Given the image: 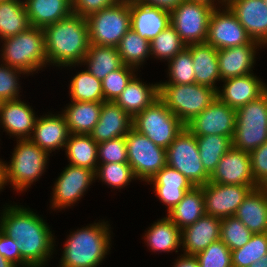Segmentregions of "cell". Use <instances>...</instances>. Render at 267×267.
<instances>
[{
	"mask_svg": "<svg viewBox=\"0 0 267 267\" xmlns=\"http://www.w3.org/2000/svg\"><path fill=\"white\" fill-rule=\"evenodd\" d=\"M0 214V229L17 243L21 266L45 267L56 242L45 219L30 208L17 204L6 203Z\"/></svg>",
	"mask_w": 267,
	"mask_h": 267,
	"instance_id": "cell-1",
	"label": "cell"
},
{
	"mask_svg": "<svg viewBox=\"0 0 267 267\" xmlns=\"http://www.w3.org/2000/svg\"><path fill=\"white\" fill-rule=\"evenodd\" d=\"M43 30L48 65L72 68L82 63L90 46L85 17L72 13Z\"/></svg>",
	"mask_w": 267,
	"mask_h": 267,
	"instance_id": "cell-2",
	"label": "cell"
},
{
	"mask_svg": "<svg viewBox=\"0 0 267 267\" xmlns=\"http://www.w3.org/2000/svg\"><path fill=\"white\" fill-rule=\"evenodd\" d=\"M109 226L108 221H102L70 232L64 244L59 267L99 266L112 247Z\"/></svg>",
	"mask_w": 267,
	"mask_h": 267,
	"instance_id": "cell-3",
	"label": "cell"
},
{
	"mask_svg": "<svg viewBox=\"0 0 267 267\" xmlns=\"http://www.w3.org/2000/svg\"><path fill=\"white\" fill-rule=\"evenodd\" d=\"M1 62L26 73V76L38 73L46 68L45 33L37 27H29L26 31L1 40Z\"/></svg>",
	"mask_w": 267,
	"mask_h": 267,
	"instance_id": "cell-4",
	"label": "cell"
},
{
	"mask_svg": "<svg viewBox=\"0 0 267 267\" xmlns=\"http://www.w3.org/2000/svg\"><path fill=\"white\" fill-rule=\"evenodd\" d=\"M10 164L4 163L5 183L26 192L46 171L50 155L29 139L17 140Z\"/></svg>",
	"mask_w": 267,
	"mask_h": 267,
	"instance_id": "cell-5",
	"label": "cell"
},
{
	"mask_svg": "<svg viewBox=\"0 0 267 267\" xmlns=\"http://www.w3.org/2000/svg\"><path fill=\"white\" fill-rule=\"evenodd\" d=\"M216 98V90L206 85L159 84V99L185 125Z\"/></svg>",
	"mask_w": 267,
	"mask_h": 267,
	"instance_id": "cell-6",
	"label": "cell"
},
{
	"mask_svg": "<svg viewBox=\"0 0 267 267\" xmlns=\"http://www.w3.org/2000/svg\"><path fill=\"white\" fill-rule=\"evenodd\" d=\"M267 141V91L236 109L232 147L251 153Z\"/></svg>",
	"mask_w": 267,
	"mask_h": 267,
	"instance_id": "cell-7",
	"label": "cell"
},
{
	"mask_svg": "<svg viewBox=\"0 0 267 267\" xmlns=\"http://www.w3.org/2000/svg\"><path fill=\"white\" fill-rule=\"evenodd\" d=\"M132 128L146 135L157 146L167 149L185 124L158 98L133 117Z\"/></svg>",
	"mask_w": 267,
	"mask_h": 267,
	"instance_id": "cell-8",
	"label": "cell"
},
{
	"mask_svg": "<svg viewBox=\"0 0 267 267\" xmlns=\"http://www.w3.org/2000/svg\"><path fill=\"white\" fill-rule=\"evenodd\" d=\"M90 45L117 47L121 38L131 28L129 2L117 4L94 12L86 17Z\"/></svg>",
	"mask_w": 267,
	"mask_h": 267,
	"instance_id": "cell-9",
	"label": "cell"
},
{
	"mask_svg": "<svg viewBox=\"0 0 267 267\" xmlns=\"http://www.w3.org/2000/svg\"><path fill=\"white\" fill-rule=\"evenodd\" d=\"M167 165L181 172L194 186L209 182L210 175L203 168L196 136L186 127L166 149Z\"/></svg>",
	"mask_w": 267,
	"mask_h": 267,
	"instance_id": "cell-10",
	"label": "cell"
},
{
	"mask_svg": "<svg viewBox=\"0 0 267 267\" xmlns=\"http://www.w3.org/2000/svg\"><path fill=\"white\" fill-rule=\"evenodd\" d=\"M128 163L137 180L146 183L167 165L166 149L157 146L146 135L131 129L126 135Z\"/></svg>",
	"mask_w": 267,
	"mask_h": 267,
	"instance_id": "cell-11",
	"label": "cell"
},
{
	"mask_svg": "<svg viewBox=\"0 0 267 267\" xmlns=\"http://www.w3.org/2000/svg\"><path fill=\"white\" fill-rule=\"evenodd\" d=\"M213 10L207 4L183 0L170 11L171 25L186 46L206 42Z\"/></svg>",
	"mask_w": 267,
	"mask_h": 267,
	"instance_id": "cell-12",
	"label": "cell"
},
{
	"mask_svg": "<svg viewBox=\"0 0 267 267\" xmlns=\"http://www.w3.org/2000/svg\"><path fill=\"white\" fill-rule=\"evenodd\" d=\"M206 43L217 50L244 44H261L252 40L236 16L225 5L214 9L209 18Z\"/></svg>",
	"mask_w": 267,
	"mask_h": 267,
	"instance_id": "cell-13",
	"label": "cell"
},
{
	"mask_svg": "<svg viewBox=\"0 0 267 267\" xmlns=\"http://www.w3.org/2000/svg\"><path fill=\"white\" fill-rule=\"evenodd\" d=\"M95 181L94 170L68 164L58 176L52 188L53 195L50 199V208L61 211L72 207L80 201L89 186Z\"/></svg>",
	"mask_w": 267,
	"mask_h": 267,
	"instance_id": "cell-14",
	"label": "cell"
},
{
	"mask_svg": "<svg viewBox=\"0 0 267 267\" xmlns=\"http://www.w3.org/2000/svg\"><path fill=\"white\" fill-rule=\"evenodd\" d=\"M236 125V109L216 98L185 127L195 136L222 135L231 139Z\"/></svg>",
	"mask_w": 267,
	"mask_h": 267,
	"instance_id": "cell-15",
	"label": "cell"
},
{
	"mask_svg": "<svg viewBox=\"0 0 267 267\" xmlns=\"http://www.w3.org/2000/svg\"><path fill=\"white\" fill-rule=\"evenodd\" d=\"M205 214L223 219L234 216L252 190L250 186L208 182L202 186Z\"/></svg>",
	"mask_w": 267,
	"mask_h": 267,
	"instance_id": "cell-16",
	"label": "cell"
},
{
	"mask_svg": "<svg viewBox=\"0 0 267 267\" xmlns=\"http://www.w3.org/2000/svg\"><path fill=\"white\" fill-rule=\"evenodd\" d=\"M209 182L245 185L252 189L260 186L253 177L249 153L233 147L220 159Z\"/></svg>",
	"mask_w": 267,
	"mask_h": 267,
	"instance_id": "cell-17",
	"label": "cell"
},
{
	"mask_svg": "<svg viewBox=\"0 0 267 267\" xmlns=\"http://www.w3.org/2000/svg\"><path fill=\"white\" fill-rule=\"evenodd\" d=\"M224 84L216 91L217 98L233 109L258 99L267 91V84L254 73L222 80Z\"/></svg>",
	"mask_w": 267,
	"mask_h": 267,
	"instance_id": "cell-18",
	"label": "cell"
},
{
	"mask_svg": "<svg viewBox=\"0 0 267 267\" xmlns=\"http://www.w3.org/2000/svg\"><path fill=\"white\" fill-rule=\"evenodd\" d=\"M226 6L252 40L267 45V5L263 0H230Z\"/></svg>",
	"mask_w": 267,
	"mask_h": 267,
	"instance_id": "cell-19",
	"label": "cell"
},
{
	"mask_svg": "<svg viewBox=\"0 0 267 267\" xmlns=\"http://www.w3.org/2000/svg\"><path fill=\"white\" fill-rule=\"evenodd\" d=\"M20 99L0 102V126L17 140L30 138L38 118L31 106Z\"/></svg>",
	"mask_w": 267,
	"mask_h": 267,
	"instance_id": "cell-20",
	"label": "cell"
},
{
	"mask_svg": "<svg viewBox=\"0 0 267 267\" xmlns=\"http://www.w3.org/2000/svg\"><path fill=\"white\" fill-rule=\"evenodd\" d=\"M131 29L151 42L171 25L170 11L140 1L129 2Z\"/></svg>",
	"mask_w": 267,
	"mask_h": 267,
	"instance_id": "cell-21",
	"label": "cell"
},
{
	"mask_svg": "<svg viewBox=\"0 0 267 267\" xmlns=\"http://www.w3.org/2000/svg\"><path fill=\"white\" fill-rule=\"evenodd\" d=\"M69 135L64 115L50 113L38 116L29 140L50 155L60 148L64 150Z\"/></svg>",
	"mask_w": 267,
	"mask_h": 267,
	"instance_id": "cell-22",
	"label": "cell"
},
{
	"mask_svg": "<svg viewBox=\"0 0 267 267\" xmlns=\"http://www.w3.org/2000/svg\"><path fill=\"white\" fill-rule=\"evenodd\" d=\"M147 183L152 184L156 197L167 207V212L176 206L194 185L178 170L165 165Z\"/></svg>",
	"mask_w": 267,
	"mask_h": 267,
	"instance_id": "cell-23",
	"label": "cell"
},
{
	"mask_svg": "<svg viewBox=\"0 0 267 267\" xmlns=\"http://www.w3.org/2000/svg\"><path fill=\"white\" fill-rule=\"evenodd\" d=\"M133 118L115 102L105 101L102 104L100 118L89 133L97 142L125 136L132 129Z\"/></svg>",
	"mask_w": 267,
	"mask_h": 267,
	"instance_id": "cell-24",
	"label": "cell"
},
{
	"mask_svg": "<svg viewBox=\"0 0 267 267\" xmlns=\"http://www.w3.org/2000/svg\"><path fill=\"white\" fill-rule=\"evenodd\" d=\"M221 219L204 214L192 225L181 230V248L185 255H196L220 239Z\"/></svg>",
	"mask_w": 267,
	"mask_h": 267,
	"instance_id": "cell-25",
	"label": "cell"
},
{
	"mask_svg": "<svg viewBox=\"0 0 267 267\" xmlns=\"http://www.w3.org/2000/svg\"><path fill=\"white\" fill-rule=\"evenodd\" d=\"M262 44H244L218 50V64L221 81L231 77L252 74L256 53ZM257 49V50H256Z\"/></svg>",
	"mask_w": 267,
	"mask_h": 267,
	"instance_id": "cell-26",
	"label": "cell"
},
{
	"mask_svg": "<svg viewBox=\"0 0 267 267\" xmlns=\"http://www.w3.org/2000/svg\"><path fill=\"white\" fill-rule=\"evenodd\" d=\"M193 60L195 83L209 86L216 91V83L221 80L218 64V50L210 44L197 43L186 47Z\"/></svg>",
	"mask_w": 267,
	"mask_h": 267,
	"instance_id": "cell-27",
	"label": "cell"
},
{
	"mask_svg": "<svg viewBox=\"0 0 267 267\" xmlns=\"http://www.w3.org/2000/svg\"><path fill=\"white\" fill-rule=\"evenodd\" d=\"M159 98V84H146L135 75L114 101L132 118Z\"/></svg>",
	"mask_w": 267,
	"mask_h": 267,
	"instance_id": "cell-28",
	"label": "cell"
},
{
	"mask_svg": "<svg viewBox=\"0 0 267 267\" xmlns=\"http://www.w3.org/2000/svg\"><path fill=\"white\" fill-rule=\"evenodd\" d=\"M253 234L267 233V195L259 186L252 189L235 215Z\"/></svg>",
	"mask_w": 267,
	"mask_h": 267,
	"instance_id": "cell-29",
	"label": "cell"
},
{
	"mask_svg": "<svg viewBox=\"0 0 267 267\" xmlns=\"http://www.w3.org/2000/svg\"><path fill=\"white\" fill-rule=\"evenodd\" d=\"M31 27L46 26L73 13L72 0H23Z\"/></svg>",
	"mask_w": 267,
	"mask_h": 267,
	"instance_id": "cell-30",
	"label": "cell"
},
{
	"mask_svg": "<svg viewBox=\"0 0 267 267\" xmlns=\"http://www.w3.org/2000/svg\"><path fill=\"white\" fill-rule=\"evenodd\" d=\"M103 102L71 101L62 114L70 134H89L97 124Z\"/></svg>",
	"mask_w": 267,
	"mask_h": 267,
	"instance_id": "cell-31",
	"label": "cell"
},
{
	"mask_svg": "<svg viewBox=\"0 0 267 267\" xmlns=\"http://www.w3.org/2000/svg\"><path fill=\"white\" fill-rule=\"evenodd\" d=\"M145 231L144 240L153 252H179L181 247V229L167 216L154 222Z\"/></svg>",
	"mask_w": 267,
	"mask_h": 267,
	"instance_id": "cell-32",
	"label": "cell"
},
{
	"mask_svg": "<svg viewBox=\"0 0 267 267\" xmlns=\"http://www.w3.org/2000/svg\"><path fill=\"white\" fill-rule=\"evenodd\" d=\"M205 214L202 186H194L166 215L181 230L195 223Z\"/></svg>",
	"mask_w": 267,
	"mask_h": 267,
	"instance_id": "cell-33",
	"label": "cell"
},
{
	"mask_svg": "<svg viewBox=\"0 0 267 267\" xmlns=\"http://www.w3.org/2000/svg\"><path fill=\"white\" fill-rule=\"evenodd\" d=\"M64 150L69 164L96 171L98 143L89 134H70Z\"/></svg>",
	"mask_w": 267,
	"mask_h": 267,
	"instance_id": "cell-34",
	"label": "cell"
},
{
	"mask_svg": "<svg viewBox=\"0 0 267 267\" xmlns=\"http://www.w3.org/2000/svg\"><path fill=\"white\" fill-rule=\"evenodd\" d=\"M98 80H103L110 72L119 69L123 63L117 47L90 45L80 64Z\"/></svg>",
	"mask_w": 267,
	"mask_h": 267,
	"instance_id": "cell-35",
	"label": "cell"
},
{
	"mask_svg": "<svg viewBox=\"0 0 267 267\" xmlns=\"http://www.w3.org/2000/svg\"><path fill=\"white\" fill-rule=\"evenodd\" d=\"M30 26L24 1L11 0L0 3V39L15 36Z\"/></svg>",
	"mask_w": 267,
	"mask_h": 267,
	"instance_id": "cell-36",
	"label": "cell"
},
{
	"mask_svg": "<svg viewBox=\"0 0 267 267\" xmlns=\"http://www.w3.org/2000/svg\"><path fill=\"white\" fill-rule=\"evenodd\" d=\"M117 50L123 65L138 70L150 57V42L141 38L133 29H129L121 38Z\"/></svg>",
	"mask_w": 267,
	"mask_h": 267,
	"instance_id": "cell-37",
	"label": "cell"
},
{
	"mask_svg": "<svg viewBox=\"0 0 267 267\" xmlns=\"http://www.w3.org/2000/svg\"><path fill=\"white\" fill-rule=\"evenodd\" d=\"M201 162L211 175L223 155L232 147V139L222 135L196 136Z\"/></svg>",
	"mask_w": 267,
	"mask_h": 267,
	"instance_id": "cell-38",
	"label": "cell"
},
{
	"mask_svg": "<svg viewBox=\"0 0 267 267\" xmlns=\"http://www.w3.org/2000/svg\"><path fill=\"white\" fill-rule=\"evenodd\" d=\"M69 95L71 101L105 102L102 81L94 77L86 68L72 77Z\"/></svg>",
	"mask_w": 267,
	"mask_h": 267,
	"instance_id": "cell-39",
	"label": "cell"
},
{
	"mask_svg": "<svg viewBox=\"0 0 267 267\" xmlns=\"http://www.w3.org/2000/svg\"><path fill=\"white\" fill-rule=\"evenodd\" d=\"M186 47L174 27L170 25L150 42V53L153 58L168 62Z\"/></svg>",
	"mask_w": 267,
	"mask_h": 267,
	"instance_id": "cell-40",
	"label": "cell"
},
{
	"mask_svg": "<svg viewBox=\"0 0 267 267\" xmlns=\"http://www.w3.org/2000/svg\"><path fill=\"white\" fill-rule=\"evenodd\" d=\"M101 180L107 186L115 189H121L128 185L136 176L129 163H106L98 164L95 171V180Z\"/></svg>",
	"mask_w": 267,
	"mask_h": 267,
	"instance_id": "cell-41",
	"label": "cell"
},
{
	"mask_svg": "<svg viewBox=\"0 0 267 267\" xmlns=\"http://www.w3.org/2000/svg\"><path fill=\"white\" fill-rule=\"evenodd\" d=\"M267 254V233L253 234L241 248L231 251L232 267H250Z\"/></svg>",
	"mask_w": 267,
	"mask_h": 267,
	"instance_id": "cell-42",
	"label": "cell"
},
{
	"mask_svg": "<svg viewBox=\"0 0 267 267\" xmlns=\"http://www.w3.org/2000/svg\"><path fill=\"white\" fill-rule=\"evenodd\" d=\"M169 80L158 84H193L195 83V72L191 52L185 48L174 58L168 61Z\"/></svg>",
	"mask_w": 267,
	"mask_h": 267,
	"instance_id": "cell-43",
	"label": "cell"
},
{
	"mask_svg": "<svg viewBox=\"0 0 267 267\" xmlns=\"http://www.w3.org/2000/svg\"><path fill=\"white\" fill-rule=\"evenodd\" d=\"M253 233L235 216L221 219L220 240L232 251L243 247Z\"/></svg>",
	"mask_w": 267,
	"mask_h": 267,
	"instance_id": "cell-44",
	"label": "cell"
},
{
	"mask_svg": "<svg viewBox=\"0 0 267 267\" xmlns=\"http://www.w3.org/2000/svg\"><path fill=\"white\" fill-rule=\"evenodd\" d=\"M137 71L133 67L122 65L119 69L110 72L102 80L104 101L114 102L136 75L135 72Z\"/></svg>",
	"mask_w": 267,
	"mask_h": 267,
	"instance_id": "cell-45",
	"label": "cell"
},
{
	"mask_svg": "<svg viewBox=\"0 0 267 267\" xmlns=\"http://www.w3.org/2000/svg\"><path fill=\"white\" fill-rule=\"evenodd\" d=\"M195 256L199 267H232L231 250L220 239Z\"/></svg>",
	"mask_w": 267,
	"mask_h": 267,
	"instance_id": "cell-46",
	"label": "cell"
},
{
	"mask_svg": "<svg viewBox=\"0 0 267 267\" xmlns=\"http://www.w3.org/2000/svg\"><path fill=\"white\" fill-rule=\"evenodd\" d=\"M98 164L128 163L125 136L98 143Z\"/></svg>",
	"mask_w": 267,
	"mask_h": 267,
	"instance_id": "cell-47",
	"label": "cell"
},
{
	"mask_svg": "<svg viewBox=\"0 0 267 267\" xmlns=\"http://www.w3.org/2000/svg\"><path fill=\"white\" fill-rule=\"evenodd\" d=\"M22 74L26 73L6 64H0V102L20 98L21 86L18 77Z\"/></svg>",
	"mask_w": 267,
	"mask_h": 267,
	"instance_id": "cell-48",
	"label": "cell"
},
{
	"mask_svg": "<svg viewBox=\"0 0 267 267\" xmlns=\"http://www.w3.org/2000/svg\"><path fill=\"white\" fill-rule=\"evenodd\" d=\"M249 155L253 177L261 185L267 180V141Z\"/></svg>",
	"mask_w": 267,
	"mask_h": 267,
	"instance_id": "cell-49",
	"label": "cell"
},
{
	"mask_svg": "<svg viewBox=\"0 0 267 267\" xmlns=\"http://www.w3.org/2000/svg\"><path fill=\"white\" fill-rule=\"evenodd\" d=\"M120 0H72L73 14L87 17L94 12L117 4Z\"/></svg>",
	"mask_w": 267,
	"mask_h": 267,
	"instance_id": "cell-50",
	"label": "cell"
},
{
	"mask_svg": "<svg viewBox=\"0 0 267 267\" xmlns=\"http://www.w3.org/2000/svg\"><path fill=\"white\" fill-rule=\"evenodd\" d=\"M0 254L17 267H21V254L15 240L0 229ZM20 265V266H19Z\"/></svg>",
	"mask_w": 267,
	"mask_h": 267,
	"instance_id": "cell-51",
	"label": "cell"
},
{
	"mask_svg": "<svg viewBox=\"0 0 267 267\" xmlns=\"http://www.w3.org/2000/svg\"><path fill=\"white\" fill-rule=\"evenodd\" d=\"M142 3L156 6L167 11L173 10L183 0H139Z\"/></svg>",
	"mask_w": 267,
	"mask_h": 267,
	"instance_id": "cell-52",
	"label": "cell"
},
{
	"mask_svg": "<svg viewBox=\"0 0 267 267\" xmlns=\"http://www.w3.org/2000/svg\"><path fill=\"white\" fill-rule=\"evenodd\" d=\"M178 257L172 267H199L198 259L195 255L181 254V256Z\"/></svg>",
	"mask_w": 267,
	"mask_h": 267,
	"instance_id": "cell-53",
	"label": "cell"
},
{
	"mask_svg": "<svg viewBox=\"0 0 267 267\" xmlns=\"http://www.w3.org/2000/svg\"><path fill=\"white\" fill-rule=\"evenodd\" d=\"M189 1L204 3V4H207L211 7H213L214 9L221 8L222 6H225V4L221 0H189ZM220 4H221V6H220Z\"/></svg>",
	"mask_w": 267,
	"mask_h": 267,
	"instance_id": "cell-54",
	"label": "cell"
},
{
	"mask_svg": "<svg viewBox=\"0 0 267 267\" xmlns=\"http://www.w3.org/2000/svg\"><path fill=\"white\" fill-rule=\"evenodd\" d=\"M4 161L0 158V191H2L6 185L5 183V172H4Z\"/></svg>",
	"mask_w": 267,
	"mask_h": 267,
	"instance_id": "cell-55",
	"label": "cell"
},
{
	"mask_svg": "<svg viewBox=\"0 0 267 267\" xmlns=\"http://www.w3.org/2000/svg\"><path fill=\"white\" fill-rule=\"evenodd\" d=\"M250 267H267V254L262 256L260 260H257Z\"/></svg>",
	"mask_w": 267,
	"mask_h": 267,
	"instance_id": "cell-56",
	"label": "cell"
},
{
	"mask_svg": "<svg viewBox=\"0 0 267 267\" xmlns=\"http://www.w3.org/2000/svg\"><path fill=\"white\" fill-rule=\"evenodd\" d=\"M0 267H17L10 261L6 260L4 256L0 254Z\"/></svg>",
	"mask_w": 267,
	"mask_h": 267,
	"instance_id": "cell-57",
	"label": "cell"
},
{
	"mask_svg": "<svg viewBox=\"0 0 267 267\" xmlns=\"http://www.w3.org/2000/svg\"><path fill=\"white\" fill-rule=\"evenodd\" d=\"M260 187L265 191V193H266V195H267V180H266L264 183H262V184L260 185Z\"/></svg>",
	"mask_w": 267,
	"mask_h": 267,
	"instance_id": "cell-58",
	"label": "cell"
},
{
	"mask_svg": "<svg viewBox=\"0 0 267 267\" xmlns=\"http://www.w3.org/2000/svg\"><path fill=\"white\" fill-rule=\"evenodd\" d=\"M120 1H124V2H132V1H139V0H120Z\"/></svg>",
	"mask_w": 267,
	"mask_h": 267,
	"instance_id": "cell-59",
	"label": "cell"
},
{
	"mask_svg": "<svg viewBox=\"0 0 267 267\" xmlns=\"http://www.w3.org/2000/svg\"><path fill=\"white\" fill-rule=\"evenodd\" d=\"M225 5L230 1V0H221Z\"/></svg>",
	"mask_w": 267,
	"mask_h": 267,
	"instance_id": "cell-60",
	"label": "cell"
},
{
	"mask_svg": "<svg viewBox=\"0 0 267 267\" xmlns=\"http://www.w3.org/2000/svg\"><path fill=\"white\" fill-rule=\"evenodd\" d=\"M7 1H11V0H0V3L7 2Z\"/></svg>",
	"mask_w": 267,
	"mask_h": 267,
	"instance_id": "cell-61",
	"label": "cell"
}]
</instances>
